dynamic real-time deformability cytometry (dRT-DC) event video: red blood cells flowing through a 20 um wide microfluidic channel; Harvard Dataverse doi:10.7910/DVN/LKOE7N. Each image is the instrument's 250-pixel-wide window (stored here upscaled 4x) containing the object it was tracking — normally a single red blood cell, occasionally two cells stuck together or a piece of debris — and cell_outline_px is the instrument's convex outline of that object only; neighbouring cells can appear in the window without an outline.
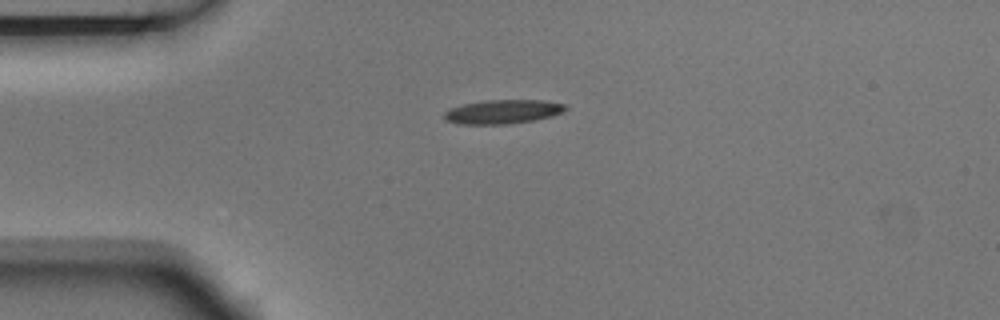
{"species": "Egyptian fruit bat (a non-hibernating species)", "species_latin": "Rousettus aegyptiacus", "temperature_condition": "room temperature", "stored_images_in_passage": 5, "camera_frame_rate_fps": 3000, "um_per_image_px": 0.085, "animal": {"sex": "male"}, "frame": {"image": 1, "passage_image": 1, "time_ms": 0.0, "image_size_px": [1000, 320], "cell_outline_px": [[568, 108], [564, 112], [552, 116], [532, 120], [504, 124], [460, 124], [444, 120], [444, 112], [452, 108], [464, 104], [484, 100], [544, 100], [564, 104]], "centroid_in_image_um": [42.75, 9.49], "position_along_channel_um": 42.3, "area_um2": 16.88}}
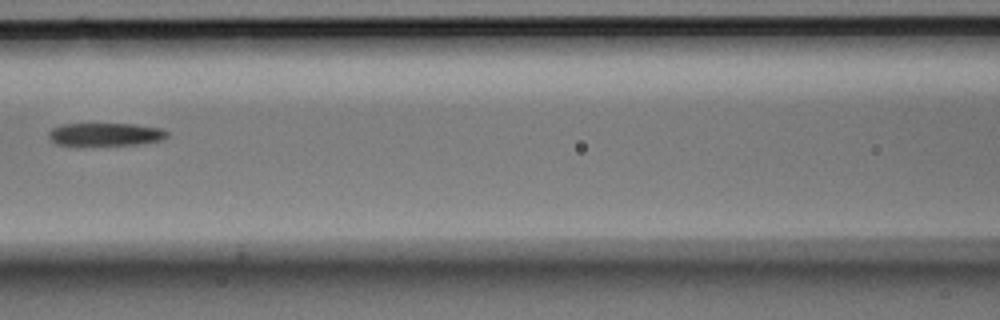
{"frame": {"image": 2, "passage_image": 4, "time_ms": 1.0, "image_size_px": [1000, 320], "cell_outline_px": [[168, 136], [160, 140], [144, 144], [80, 148], [56, 144], [48, 136], [48, 132], [52, 128], [60, 124], [136, 124], [160, 128], [168, 132]], "centroid_in_image_um": [8.91, 11.47], "position_along_channel_um": 157.7, "area_um2": 16.82}}
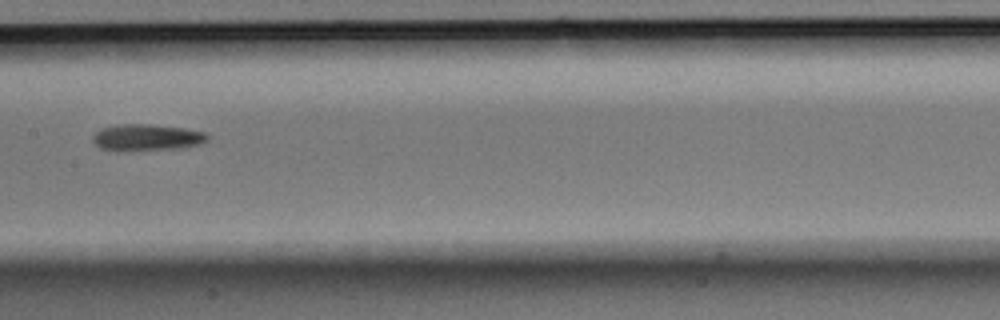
{"frame": {"image": 3, "passage_image": 5, "time_ms": 1.333, "image_size_px": [1000, 320], "cell_outline_px": [[208, 140], [200, 144], [180, 148], [116, 152], [100, 148], [92, 140], [92, 136], [96, 132], [104, 128], [120, 124], [152, 124], [184, 128], [204, 132], [208, 136]], "centroid_in_image_um": [12.45, 11.7], "position_along_channel_um": 194.9, "area_um2": 17.92}}